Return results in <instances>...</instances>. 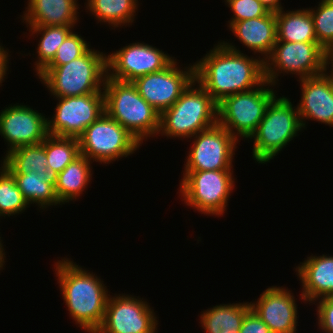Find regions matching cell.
<instances>
[{"label":"cell","mask_w":333,"mask_h":333,"mask_svg":"<svg viewBox=\"0 0 333 333\" xmlns=\"http://www.w3.org/2000/svg\"><path fill=\"white\" fill-rule=\"evenodd\" d=\"M80 154L54 177L55 192L61 204L76 201L92 180V164Z\"/></svg>","instance_id":"obj_22"},{"label":"cell","mask_w":333,"mask_h":333,"mask_svg":"<svg viewBox=\"0 0 333 333\" xmlns=\"http://www.w3.org/2000/svg\"><path fill=\"white\" fill-rule=\"evenodd\" d=\"M80 154L92 162L110 164L130 156L140 142L105 112L78 137Z\"/></svg>","instance_id":"obj_10"},{"label":"cell","mask_w":333,"mask_h":333,"mask_svg":"<svg viewBox=\"0 0 333 333\" xmlns=\"http://www.w3.org/2000/svg\"><path fill=\"white\" fill-rule=\"evenodd\" d=\"M295 271L302 283L299 296L303 303L312 304L316 300L333 297V256L312 254L300 262Z\"/></svg>","instance_id":"obj_19"},{"label":"cell","mask_w":333,"mask_h":333,"mask_svg":"<svg viewBox=\"0 0 333 333\" xmlns=\"http://www.w3.org/2000/svg\"><path fill=\"white\" fill-rule=\"evenodd\" d=\"M261 3L267 8L269 12L277 13L284 9L280 0H260Z\"/></svg>","instance_id":"obj_37"},{"label":"cell","mask_w":333,"mask_h":333,"mask_svg":"<svg viewBox=\"0 0 333 333\" xmlns=\"http://www.w3.org/2000/svg\"><path fill=\"white\" fill-rule=\"evenodd\" d=\"M327 70V52L318 42L276 41L271 54L264 60L265 80L276 87L278 76L296 74L304 79Z\"/></svg>","instance_id":"obj_9"},{"label":"cell","mask_w":333,"mask_h":333,"mask_svg":"<svg viewBox=\"0 0 333 333\" xmlns=\"http://www.w3.org/2000/svg\"><path fill=\"white\" fill-rule=\"evenodd\" d=\"M1 238V237H0ZM3 240L0 239V271L4 269V265H5V259H6V254H5V250H4V247H3V243H2Z\"/></svg>","instance_id":"obj_38"},{"label":"cell","mask_w":333,"mask_h":333,"mask_svg":"<svg viewBox=\"0 0 333 333\" xmlns=\"http://www.w3.org/2000/svg\"><path fill=\"white\" fill-rule=\"evenodd\" d=\"M105 54L90 48L84 55L70 63L45 67L37 76L47 86L53 98L103 93L107 76Z\"/></svg>","instance_id":"obj_4"},{"label":"cell","mask_w":333,"mask_h":333,"mask_svg":"<svg viewBox=\"0 0 333 333\" xmlns=\"http://www.w3.org/2000/svg\"><path fill=\"white\" fill-rule=\"evenodd\" d=\"M179 197L204 215L223 216L235 189L233 170L182 171Z\"/></svg>","instance_id":"obj_7"},{"label":"cell","mask_w":333,"mask_h":333,"mask_svg":"<svg viewBox=\"0 0 333 333\" xmlns=\"http://www.w3.org/2000/svg\"><path fill=\"white\" fill-rule=\"evenodd\" d=\"M233 13L228 23L265 16L269 13L260 0H224Z\"/></svg>","instance_id":"obj_33"},{"label":"cell","mask_w":333,"mask_h":333,"mask_svg":"<svg viewBox=\"0 0 333 333\" xmlns=\"http://www.w3.org/2000/svg\"><path fill=\"white\" fill-rule=\"evenodd\" d=\"M0 135L7 142L6 154L42 143L48 136L47 117L28 105L16 103L0 112Z\"/></svg>","instance_id":"obj_16"},{"label":"cell","mask_w":333,"mask_h":333,"mask_svg":"<svg viewBox=\"0 0 333 333\" xmlns=\"http://www.w3.org/2000/svg\"><path fill=\"white\" fill-rule=\"evenodd\" d=\"M85 10L92 13L97 23L108 24L111 29L133 25L136 11L138 12V0H86ZM135 13V14H134ZM128 24V25H127Z\"/></svg>","instance_id":"obj_26"},{"label":"cell","mask_w":333,"mask_h":333,"mask_svg":"<svg viewBox=\"0 0 333 333\" xmlns=\"http://www.w3.org/2000/svg\"><path fill=\"white\" fill-rule=\"evenodd\" d=\"M107 55V76L123 82L158 72L167 67L175 57L144 42L131 43Z\"/></svg>","instance_id":"obj_15"},{"label":"cell","mask_w":333,"mask_h":333,"mask_svg":"<svg viewBox=\"0 0 333 333\" xmlns=\"http://www.w3.org/2000/svg\"><path fill=\"white\" fill-rule=\"evenodd\" d=\"M78 0H28L22 22L26 26H76ZM25 21V22H24Z\"/></svg>","instance_id":"obj_21"},{"label":"cell","mask_w":333,"mask_h":333,"mask_svg":"<svg viewBox=\"0 0 333 333\" xmlns=\"http://www.w3.org/2000/svg\"><path fill=\"white\" fill-rule=\"evenodd\" d=\"M0 217L22 214L29 204L18 189L13 175L0 165Z\"/></svg>","instance_id":"obj_30"},{"label":"cell","mask_w":333,"mask_h":333,"mask_svg":"<svg viewBox=\"0 0 333 333\" xmlns=\"http://www.w3.org/2000/svg\"><path fill=\"white\" fill-rule=\"evenodd\" d=\"M317 303L318 329L323 333H333V297H326L313 302Z\"/></svg>","instance_id":"obj_34"},{"label":"cell","mask_w":333,"mask_h":333,"mask_svg":"<svg viewBox=\"0 0 333 333\" xmlns=\"http://www.w3.org/2000/svg\"><path fill=\"white\" fill-rule=\"evenodd\" d=\"M90 44L85 39L72 31L60 45L53 60L46 67H57L70 63L82 55H84L89 49Z\"/></svg>","instance_id":"obj_32"},{"label":"cell","mask_w":333,"mask_h":333,"mask_svg":"<svg viewBox=\"0 0 333 333\" xmlns=\"http://www.w3.org/2000/svg\"><path fill=\"white\" fill-rule=\"evenodd\" d=\"M55 99V114L47 118L48 135L78 138L105 112L104 93Z\"/></svg>","instance_id":"obj_13"},{"label":"cell","mask_w":333,"mask_h":333,"mask_svg":"<svg viewBox=\"0 0 333 333\" xmlns=\"http://www.w3.org/2000/svg\"><path fill=\"white\" fill-rule=\"evenodd\" d=\"M303 129L297 105L290 98L276 96L249 138L253 139L252 158L258 164L270 163Z\"/></svg>","instance_id":"obj_6"},{"label":"cell","mask_w":333,"mask_h":333,"mask_svg":"<svg viewBox=\"0 0 333 333\" xmlns=\"http://www.w3.org/2000/svg\"><path fill=\"white\" fill-rule=\"evenodd\" d=\"M232 44L218 42L194 63L195 80L217 103L229 95L258 87L265 80L262 57H249Z\"/></svg>","instance_id":"obj_1"},{"label":"cell","mask_w":333,"mask_h":333,"mask_svg":"<svg viewBox=\"0 0 333 333\" xmlns=\"http://www.w3.org/2000/svg\"><path fill=\"white\" fill-rule=\"evenodd\" d=\"M227 27L248 50L251 49L254 54H261L263 61L271 54L277 41L276 13L273 12L253 19L228 23Z\"/></svg>","instance_id":"obj_20"},{"label":"cell","mask_w":333,"mask_h":333,"mask_svg":"<svg viewBox=\"0 0 333 333\" xmlns=\"http://www.w3.org/2000/svg\"><path fill=\"white\" fill-rule=\"evenodd\" d=\"M239 333H272L268 325L251 309L243 320Z\"/></svg>","instance_id":"obj_35"},{"label":"cell","mask_w":333,"mask_h":333,"mask_svg":"<svg viewBox=\"0 0 333 333\" xmlns=\"http://www.w3.org/2000/svg\"><path fill=\"white\" fill-rule=\"evenodd\" d=\"M48 170L54 177L80 155L79 140L76 137L48 135L44 140Z\"/></svg>","instance_id":"obj_29"},{"label":"cell","mask_w":333,"mask_h":333,"mask_svg":"<svg viewBox=\"0 0 333 333\" xmlns=\"http://www.w3.org/2000/svg\"><path fill=\"white\" fill-rule=\"evenodd\" d=\"M54 269L69 315L81 330L96 332L104 319L110 296L106 284L95 273L67 257L57 260Z\"/></svg>","instance_id":"obj_2"},{"label":"cell","mask_w":333,"mask_h":333,"mask_svg":"<svg viewBox=\"0 0 333 333\" xmlns=\"http://www.w3.org/2000/svg\"><path fill=\"white\" fill-rule=\"evenodd\" d=\"M28 36L41 35L38 41L36 53L37 60L34 62L36 76L53 60L58 48L65 38L74 30L75 26H26ZM35 34V35H34Z\"/></svg>","instance_id":"obj_27"},{"label":"cell","mask_w":333,"mask_h":333,"mask_svg":"<svg viewBox=\"0 0 333 333\" xmlns=\"http://www.w3.org/2000/svg\"><path fill=\"white\" fill-rule=\"evenodd\" d=\"M272 87L264 80L258 87L223 98L217 107L218 123L237 140H249L277 95Z\"/></svg>","instance_id":"obj_8"},{"label":"cell","mask_w":333,"mask_h":333,"mask_svg":"<svg viewBox=\"0 0 333 333\" xmlns=\"http://www.w3.org/2000/svg\"><path fill=\"white\" fill-rule=\"evenodd\" d=\"M144 298L110 295L104 319L95 333H157L158 317Z\"/></svg>","instance_id":"obj_12"},{"label":"cell","mask_w":333,"mask_h":333,"mask_svg":"<svg viewBox=\"0 0 333 333\" xmlns=\"http://www.w3.org/2000/svg\"><path fill=\"white\" fill-rule=\"evenodd\" d=\"M327 70L333 75V48L327 53Z\"/></svg>","instance_id":"obj_39"},{"label":"cell","mask_w":333,"mask_h":333,"mask_svg":"<svg viewBox=\"0 0 333 333\" xmlns=\"http://www.w3.org/2000/svg\"><path fill=\"white\" fill-rule=\"evenodd\" d=\"M298 81L302 94L297 109L303 128L309 119L333 127V75L326 70Z\"/></svg>","instance_id":"obj_18"},{"label":"cell","mask_w":333,"mask_h":333,"mask_svg":"<svg viewBox=\"0 0 333 333\" xmlns=\"http://www.w3.org/2000/svg\"><path fill=\"white\" fill-rule=\"evenodd\" d=\"M217 107L218 103L194 79L180 98L160 114L158 136L190 139L218 123Z\"/></svg>","instance_id":"obj_5"},{"label":"cell","mask_w":333,"mask_h":333,"mask_svg":"<svg viewBox=\"0 0 333 333\" xmlns=\"http://www.w3.org/2000/svg\"><path fill=\"white\" fill-rule=\"evenodd\" d=\"M12 175L29 206L36 204L40 210H45L49 206L62 205L55 192L54 175L50 171Z\"/></svg>","instance_id":"obj_24"},{"label":"cell","mask_w":333,"mask_h":333,"mask_svg":"<svg viewBox=\"0 0 333 333\" xmlns=\"http://www.w3.org/2000/svg\"><path fill=\"white\" fill-rule=\"evenodd\" d=\"M283 286L268 287L251 301V309L265 322L272 333H297L298 311L294 294Z\"/></svg>","instance_id":"obj_17"},{"label":"cell","mask_w":333,"mask_h":333,"mask_svg":"<svg viewBox=\"0 0 333 333\" xmlns=\"http://www.w3.org/2000/svg\"><path fill=\"white\" fill-rule=\"evenodd\" d=\"M178 64L177 59H174L163 70L141 76L132 82L140 96L160 114L170 108L195 79L194 63L184 70Z\"/></svg>","instance_id":"obj_14"},{"label":"cell","mask_w":333,"mask_h":333,"mask_svg":"<svg viewBox=\"0 0 333 333\" xmlns=\"http://www.w3.org/2000/svg\"><path fill=\"white\" fill-rule=\"evenodd\" d=\"M103 87L107 115L123 126L141 145L144 139L147 141V138L158 136L160 113L140 96L132 82L117 81L106 76Z\"/></svg>","instance_id":"obj_3"},{"label":"cell","mask_w":333,"mask_h":333,"mask_svg":"<svg viewBox=\"0 0 333 333\" xmlns=\"http://www.w3.org/2000/svg\"><path fill=\"white\" fill-rule=\"evenodd\" d=\"M1 164L11 174L45 173L48 170L44 141L36 145L18 147L2 157Z\"/></svg>","instance_id":"obj_28"},{"label":"cell","mask_w":333,"mask_h":333,"mask_svg":"<svg viewBox=\"0 0 333 333\" xmlns=\"http://www.w3.org/2000/svg\"><path fill=\"white\" fill-rule=\"evenodd\" d=\"M277 40L285 42H317L313 19L308 8L276 13Z\"/></svg>","instance_id":"obj_25"},{"label":"cell","mask_w":333,"mask_h":333,"mask_svg":"<svg viewBox=\"0 0 333 333\" xmlns=\"http://www.w3.org/2000/svg\"><path fill=\"white\" fill-rule=\"evenodd\" d=\"M317 8H308L313 19L316 39L328 53L333 48V0H321Z\"/></svg>","instance_id":"obj_31"},{"label":"cell","mask_w":333,"mask_h":333,"mask_svg":"<svg viewBox=\"0 0 333 333\" xmlns=\"http://www.w3.org/2000/svg\"><path fill=\"white\" fill-rule=\"evenodd\" d=\"M190 139L193 143L183 171L233 170V157L240 141L219 123Z\"/></svg>","instance_id":"obj_11"},{"label":"cell","mask_w":333,"mask_h":333,"mask_svg":"<svg viewBox=\"0 0 333 333\" xmlns=\"http://www.w3.org/2000/svg\"><path fill=\"white\" fill-rule=\"evenodd\" d=\"M8 48H4L2 43L0 44V87L2 86V82L5 81L6 74L9 68L10 61V53ZM9 59V60H8Z\"/></svg>","instance_id":"obj_36"},{"label":"cell","mask_w":333,"mask_h":333,"mask_svg":"<svg viewBox=\"0 0 333 333\" xmlns=\"http://www.w3.org/2000/svg\"><path fill=\"white\" fill-rule=\"evenodd\" d=\"M250 310L249 302L216 305L201 312L199 323L206 333H239Z\"/></svg>","instance_id":"obj_23"}]
</instances>
